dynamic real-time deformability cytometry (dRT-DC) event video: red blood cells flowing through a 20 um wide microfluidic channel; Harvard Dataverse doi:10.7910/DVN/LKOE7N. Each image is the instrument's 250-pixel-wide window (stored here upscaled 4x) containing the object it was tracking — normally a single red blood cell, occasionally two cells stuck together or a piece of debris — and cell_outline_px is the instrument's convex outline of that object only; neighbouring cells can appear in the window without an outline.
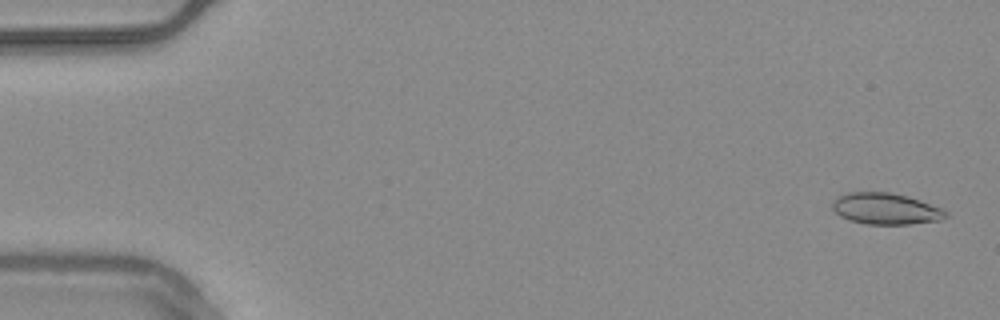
{"species": "common noctule bat (a hibernating species)", "species_latin": "Nyctalus noctula", "temperature_condition": "warm", "stored_images_in_passage": 55, "camera_frame_rate_fps": 3000, "um_per_image_px": 0.085, "animal": {"sex": "male", "body_mass_g": 20.4}, "frame": {"image": 1, "passage_image": 2, "time_ms": 0.333, "image_size_px": [1000, 320], "cell_outline_px": [[948, 216], [940, 220], [908, 224], [868, 224], [852, 220], [840, 216], [832, 208], [832, 204], [836, 196], [848, 192], [892, 192], [908, 196], [920, 200], [940, 208], [948, 212]], "centroid_in_image_um": [75.28, 17.73], "position_along_channel_um": 9.7, "area_um2": 20.63}}
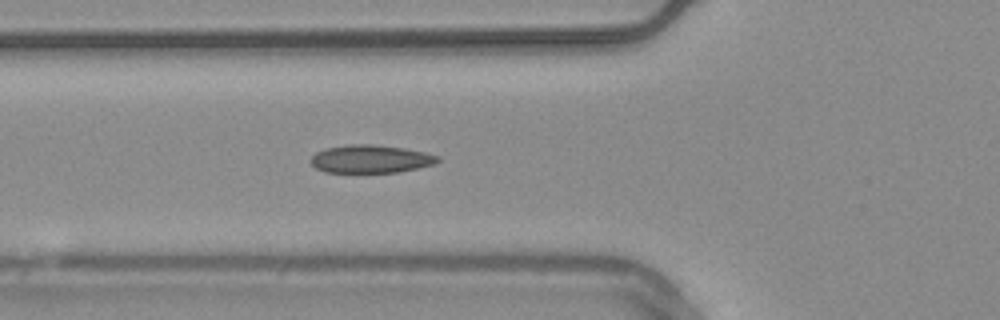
{"frame": {"image": 2, "passage_image": 20, "time_ms": 6.333, "image_size_px": [1000, 320], "cell_outline_px": [[440, 160], [432, 164], [400, 172], [324, 172], [316, 168], [308, 160], [316, 152], [324, 148], [348, 144], [372, 144], [404, 148], [424, 152], [440, 156]], "centroid_in_image_um": [31.46, 13.5], "position_along_channel_um": 94.3, "area_um2": 20.75}}
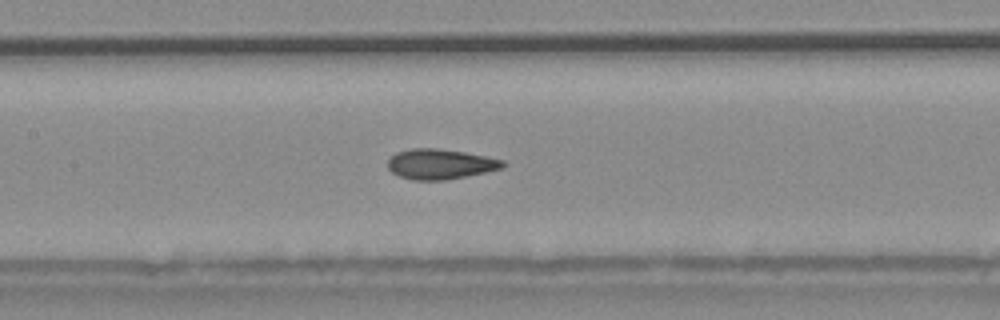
{"frame": {"image": 3, "passage_image": 26, "time_ms": 8.333, "image_size_px": [1000, 320], "cell_outline_px": [[508, 164], [504, 168], [444, 180], [412, 180], [400, 176], [392, 172], [388, 168], [388, 160], [396, 152], [412, 148], [436, 148], [464, 152], [504, 160]], "centroid_in_image_um": [37.43, 13.94], "position_along_channel_um": 170.0, "area_um2": 20.11}, "authors_computed_cell_mechanics": {"area_um2": 20.1722, "velocity_mm_per_s": 3.7535, "shape_relaxation_time_tau1_ms": 11.3254, "shape_relaxation_time_tau2_ms": 1.787, "deformation_change_tau1": 0.2179, "deformation_change_tau2": 0.0664}}